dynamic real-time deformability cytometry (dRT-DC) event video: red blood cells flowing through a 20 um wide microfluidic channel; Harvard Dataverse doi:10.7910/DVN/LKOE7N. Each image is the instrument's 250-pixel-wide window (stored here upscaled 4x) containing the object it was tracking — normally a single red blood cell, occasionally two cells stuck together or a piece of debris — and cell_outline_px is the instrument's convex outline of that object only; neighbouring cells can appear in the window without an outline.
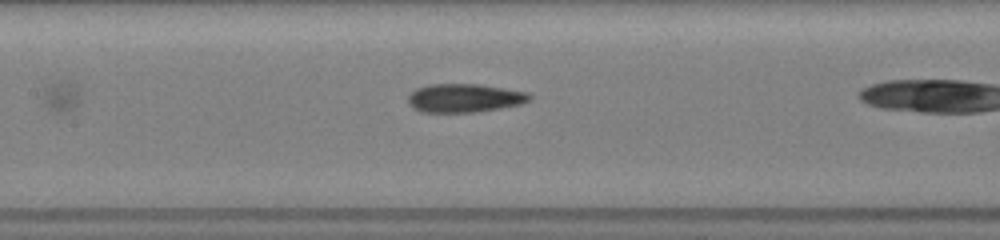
{"species": "common noctule bat (a hibernating species)", "species_latin": "Nyctalus noctula", "temperature_condition": "room temperature", "stored_images_in_passage": 32, "camera_frame_rate_fps": 3000, "um_per_image_px": 0.085, "animal": {"sex": "female", "body_mass_g": 19.5, "forearm_length_mm": 54.1}, "frame": {"image": 1, "passage_image": 10, "time_ms": 2.333, "image_size_px": [1000, 240], "cell_outline_px": [[532, 100], [520, 104], [500, 108], [476, 112], [420, 112], [412, 108], [408, 104], [408, 96], [416, 88], [428, 84], [480, 84], [528, 92], [532, 96]], "centroid_in_image_um": [39.47, 8.33], "position_along_channel_um": 167.9, "area_um2": 20.4}}
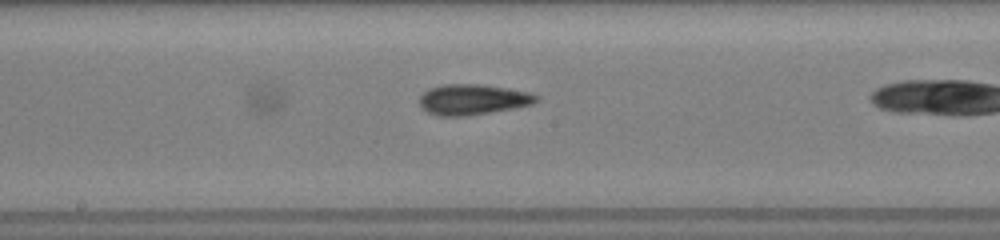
{"frame": {"image": 2, "passage_image": 14, "time_ms": 3.333, "image_size_px": [1000, 240], "cell_outline_px": [[540, 100], [532, 104], [512, 108], [468, 116], [436, 116], [428, 112], [420, 104], [420, 96], [428, 88], [444, 84], [484, 84], [528, 92], [540, 96]], "centroid_in_image_um": [40.19, 8.45], "position_along_channel_um": 208.0, "area_um2": 20.81}}
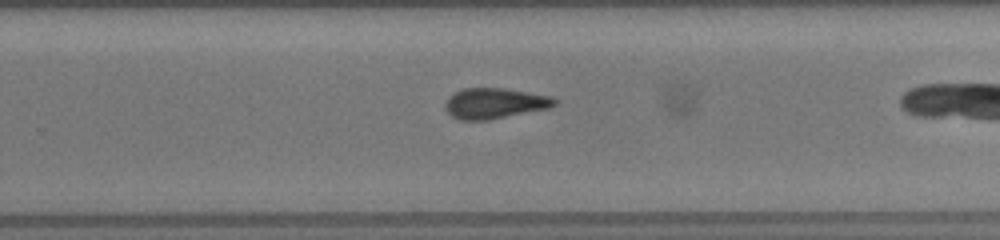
{"frame": {"image": 3, "passage_image": 22, "time_ms": 5.333, "image_size_px": [1000, 240], "cell_outline_px": [[560, 100], [552, 108], [488, 120], [460, 120], [452, 116], [444, 108], [444, 104], [448, 96], [464, 88], [504, 88], [552, 96]], "centroid_in_image_um": [42.09, 8.78], "position_along_channel_um": 287.7, "area_um2": 19.77}}